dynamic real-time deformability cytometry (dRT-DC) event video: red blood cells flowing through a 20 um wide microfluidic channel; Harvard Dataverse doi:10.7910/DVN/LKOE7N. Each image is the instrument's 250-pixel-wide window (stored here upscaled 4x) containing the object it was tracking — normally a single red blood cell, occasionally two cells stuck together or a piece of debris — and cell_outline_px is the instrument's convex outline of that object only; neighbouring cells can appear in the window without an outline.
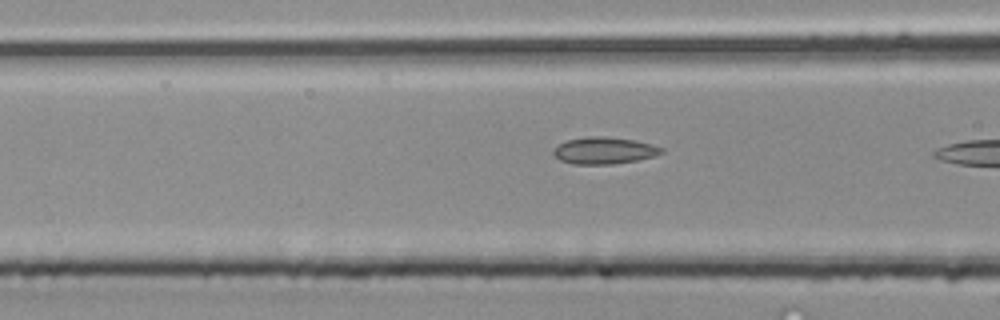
{"species": "common noctule bat (a hibernating species)", "species_latin": "Nyctalus noctula", "temperature_condition": "room temperature", "stored_images_in_passage": 6, "camera_frame_rate_fps": 3000, "um_per_image_px": 0.085, "animal": {"sex": "male", "body_mass_g": 20.4}, "frame": {"image": 1, "passage_image": 6, "time_ms": 1.667, "image_size_px": [1000, 320], "cell_outline_px": [[664, 152], [656, 156], [636, 160], [612, 164], [572, 164], [560, 160], [552, 152], [560, 144], [568, 140], [588, 136], [604, 136], [636, 140], [652, 144], [664, 148]], "centroid_in_image_um": [51.4, 12.79], "position_along_channel_um": 115.2, "area_um2": 16.88}}